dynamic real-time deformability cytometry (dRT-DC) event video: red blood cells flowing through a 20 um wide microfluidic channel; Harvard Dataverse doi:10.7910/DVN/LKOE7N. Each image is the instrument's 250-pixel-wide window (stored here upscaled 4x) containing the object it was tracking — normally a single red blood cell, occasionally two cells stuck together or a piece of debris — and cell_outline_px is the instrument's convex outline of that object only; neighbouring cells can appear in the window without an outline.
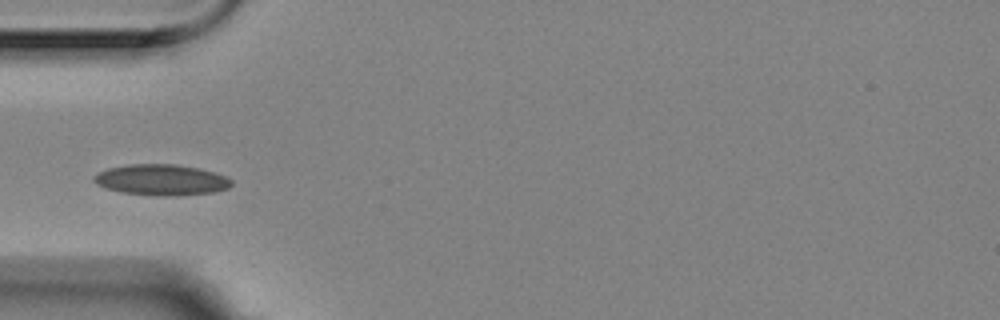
{"species": "Egyptian fruit bat (a non-hibernating species)", "species_latin": "Rousettus aegyptiacus", "temperature_condition": "room temperature", "stored_images_in_passage": 4, "camera_frame_rate_fps": 3000, "um_per_image_px": 0.085, "animal": {"sex": "female"}, "frame": {"image": 1, "passage_image": 4, "time_ms": 1.0, "image_size_px": [1000, 320], "cell_outline_px": [[232, 184], [228, 188], [216, 192], [176, 196], [156, 196], [120, 192], [104, 188], [96, 184], [92, 180], [92, 176], [96, 172], [108, 168], [128, 164], [176, 164], [200, 168], [224, 176], [232, 180]], "centroid_in_image_um": [13.66, 15.29], "position_along_channel_um": 71.3, "area_um2": 25.14}}